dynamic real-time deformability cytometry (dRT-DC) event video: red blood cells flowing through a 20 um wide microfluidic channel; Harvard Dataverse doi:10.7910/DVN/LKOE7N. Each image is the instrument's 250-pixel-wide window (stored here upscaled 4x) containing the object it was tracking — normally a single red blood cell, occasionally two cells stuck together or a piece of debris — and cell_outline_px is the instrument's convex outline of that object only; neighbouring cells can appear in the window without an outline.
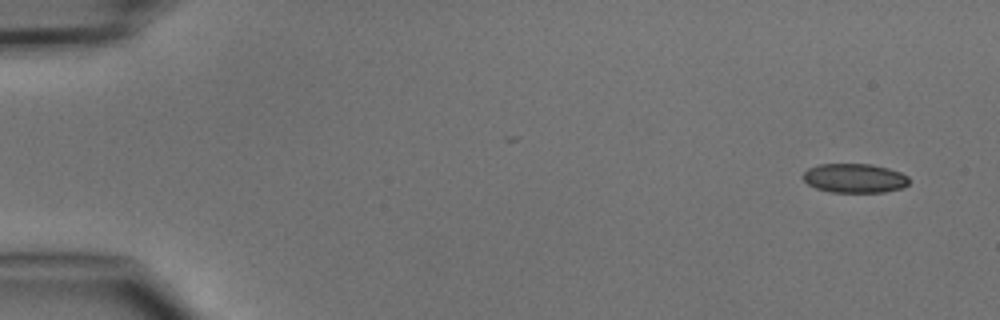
{"species": "common noctule bat (a hibernating species)", "species_latin": "Nyctalus noctula", "temperature_condition": "cold", "stored_images_in_passage": 4, "camera_frame_rate_fps": 3000, "um_per_image_px": 0.085, "animal": {"sex": "male", "body_mass_g": 15.6}, "frame": {"image": 1, "passage_image": 1, "time_ms": 0.0, "image_size_px": [1000, 320], "cell_outline_px": [[908, 184], [904, 188], [884, 192], [832, 192], [816, 188], [808, 184], [804, 180], [804, 172], [808, 168], [820, 164], [872, 164], [888, 168], [900, 172], [908, 176]], "centroid_in_image_um": [72.66, 15.14], "position_along_channel_um": 12.3, "area_um2": 18.03}}
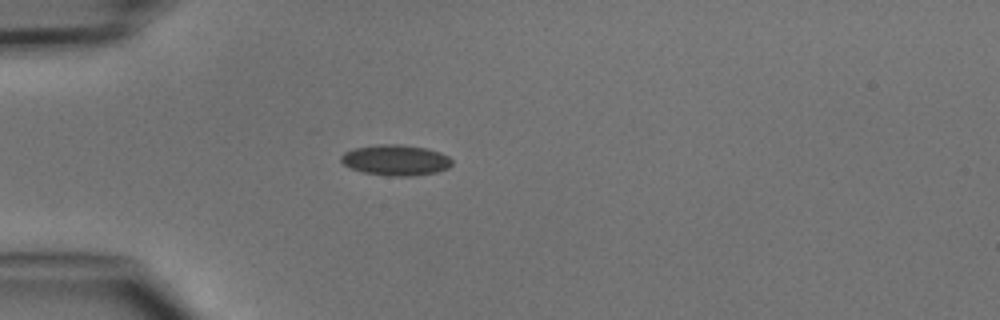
{"frame": {"image": 2, "passage_image": 4, "time_ms": 3.667, "image_size_px": [1000, 320], "cell_outline_px": [[452, 164], [448, 168], [436, 172], [412, 176], [388, 176], [364, 172], [352, 168], [344, 164], [340, 160], [340, 156], [344, 152], [352, 148], [380, 144], [400, 144], [424, 148], [440, 152], [448, 156], [452, 160]], "centroid_in_image_um": [33.62, 13.6], "position_along_channel_um": 51.4, "area_um2": 19.83}}